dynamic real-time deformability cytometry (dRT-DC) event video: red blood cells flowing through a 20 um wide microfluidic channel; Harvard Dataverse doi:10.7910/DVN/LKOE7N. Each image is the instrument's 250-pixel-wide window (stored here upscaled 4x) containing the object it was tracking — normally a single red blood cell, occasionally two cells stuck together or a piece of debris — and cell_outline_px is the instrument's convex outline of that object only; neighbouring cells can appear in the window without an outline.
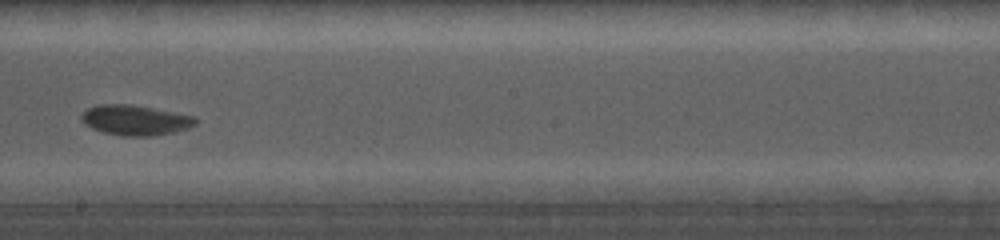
{"species": "common noctule bat (a hibernating species)", "species_latin": "Nyctalus noctula", "temperature_condition": "cold", "stored_images_in_passage": 23, "camera_frame_rate_fps": 5000, "um_per_image_px": 0.085, "animal": {"sex": "female", "body_mass_g": 19.0, "forearm_length_mm": 56.7}, "frame": {"image": 1, "passage_image": 16, "time_ms": 8.6, "image_size_px": [1000, 240], "cell_outline_px": [[196, 124], [172, 132], [148, 136], [120, 136], [104, 132], [92, 128], [84, 124], [80, 120], [80, 116], [88, 108], [100, 104], [132, 104], [196, 116]], "centroid_in_image_um": [11.45, 10.2], "position_along_channel_um": 236.7, "area_um2": 19.94}}
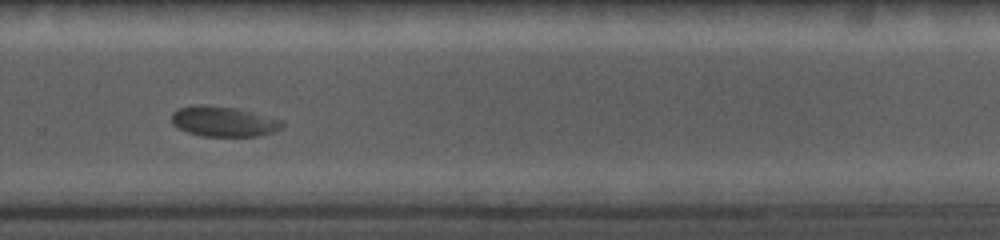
{"frame": {"image": 2, "passage_image": 19, "time_ms": 10.6, "image_size_px": [1000, 240], "cell_outline_px": [[284, 124], [280, 128], [272, 132], [260, 136], [204, 136], [188, 132], [176, 128], [172, 124], [172, 112], [176, 108], [192, 104], [236, 108], [284, 120]], "centroid_in_image_um": [18.97, 10.32], "position_along_channel_um": 310.8, "area_um2": 19.54}}